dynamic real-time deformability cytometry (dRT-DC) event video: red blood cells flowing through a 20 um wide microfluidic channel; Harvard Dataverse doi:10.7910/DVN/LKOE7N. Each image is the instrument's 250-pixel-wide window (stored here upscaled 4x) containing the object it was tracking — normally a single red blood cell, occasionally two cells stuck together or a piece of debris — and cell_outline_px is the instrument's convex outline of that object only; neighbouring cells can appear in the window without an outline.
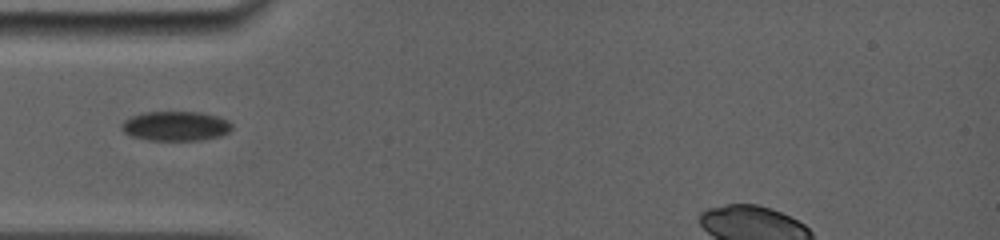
{"species": "common noctule bat (a hibernating species)", "species_latin": "Nyctalus noctula", "temperature_condition": "room temperature", "stored_images_in_passage": 26, "camera_frame_rate_fps": 5000, "um_per_image_px": 0.085, "animal": {"sex": "female", "body_mass_g": 19.0, "forearm_length_mm": 56.7}, "frame": {"image": 1, "passage_image": 1, "time_ms": 0.0, "image_size_px": [1000, 240], "cell_outline_px": [[232, 128], [228, 132], [220, 136], [200, 140], [148, 140], [132, 136], [124, 132], [120, 128], [120, 124], [124, 120], [140, 112], [200, 112], [216, 116], [228, 120], [232, 124]], "centroid_in_image_um": [14.9, 10.71], "position_along_channel_um": 70.1, "area_um2": 19.07}}
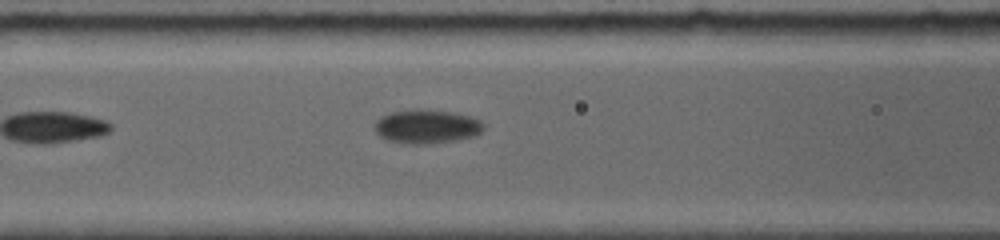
{"frame": {"image": 2, "passage_image": 11, "time_ms": 1.6, "image_size_px": [1000, 240], "cell_outline_px": [[484, 128], [480, 132], [472, 136], [456, 140], [428, 144], [400, 144], [388, 140], [380, 136], [376, 132], [376, 120], [380, 116], [392, 112], [416, 108], [420, 108], [452, 112], [472, 116], [480, 120], [484, 124]], "centroid_in_image_um": [36.26, 10.75], "position_along_channel_um": 130.3, "area_um2": 21.73}}
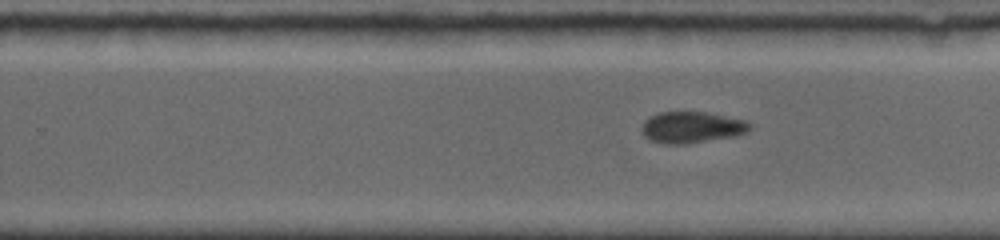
{"frame": {"image": 3, "passage_image": 24, "time_ms": 4.4, "image_size_px": [1000, 240], "cell_outline_px": [[752, 128], [748, 132], [736, 136], [684, 144], [668, 144], [648, 140], [644, 136], [640, 128], [644, 120], [648, 116], [660, 112], [708, 112], [744, 120], [752, 124]], "centroid_in_image_um": [58.78, 10.82], "position_along_channel_um": 271.0, "area_um2": 20.0}}